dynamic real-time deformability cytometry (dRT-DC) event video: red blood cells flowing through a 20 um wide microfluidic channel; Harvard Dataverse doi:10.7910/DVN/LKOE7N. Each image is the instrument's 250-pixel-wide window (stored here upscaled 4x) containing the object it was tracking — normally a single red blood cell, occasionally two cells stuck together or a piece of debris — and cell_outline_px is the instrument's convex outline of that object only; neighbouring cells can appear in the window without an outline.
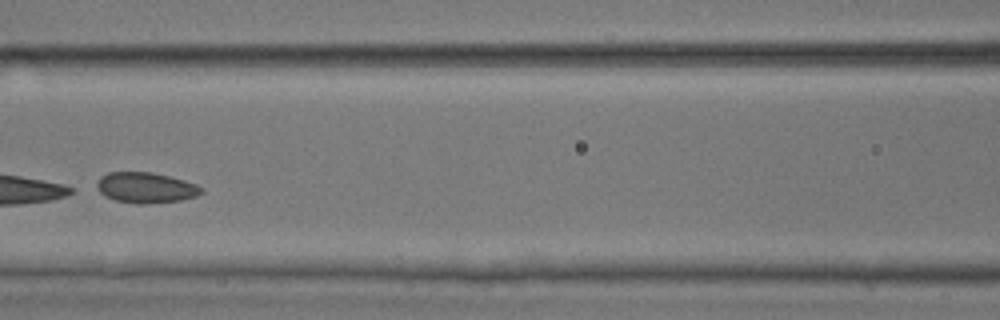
{"species": "common noctule bat (a hibernating species)", "species_latin": "Nyctalus noctula", "temperature_condition": "room temperature", "stored_images_in_passage": 32, "camera_frame_rate_fps": 3000, "um_per_image_px": 0.085, "animal": {"sex": "male", "body_mass_g": 17.9, "forearm_length_mm": 54.2}, "frame": {"image": 1, "passage_image": 14, "time_ms": 4.333, "image_size_px": [1000, 320], "cell_outline_px": [[204, 192], [196, 196], [180, 200], [144, 204], [136, 204], [116, 200], [100, 192], [96, 184], [100, 176], [108, 172], [152, 172], [184, 180], [196, 184], [204, 188]], "centroid_in_image_um": [12.42, 15.94], "position_along_channel_um": 154.2, "area_um2": 18.55}}
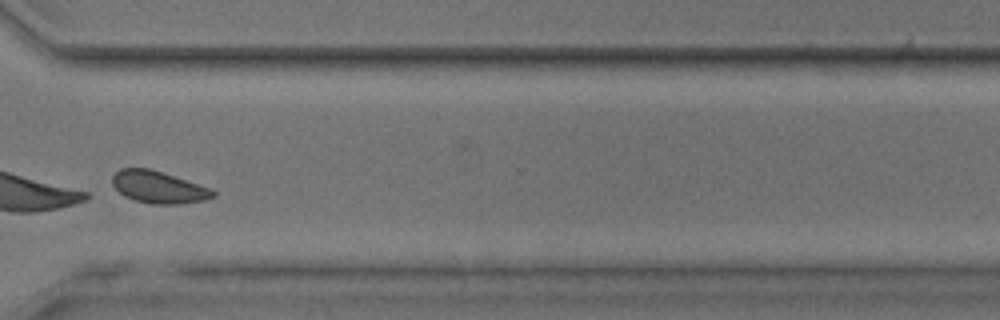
{"frame": {"image": 2, "passage_image": 28, "time_ms": 9.0, "image_size_px": [1000, 320], "cell_outline_px": [[216, 196], [204, 200], [180, 204], [152, 204], [136, 200], [124, 196], [112, 184], [112, 176], [120, 168], [148, 168], [212, 188], [216, 192]], "centroid_in_image_um": [13.49, 15.91], "position_along_channel_um": 357.1, "area_um2": 18.73}}